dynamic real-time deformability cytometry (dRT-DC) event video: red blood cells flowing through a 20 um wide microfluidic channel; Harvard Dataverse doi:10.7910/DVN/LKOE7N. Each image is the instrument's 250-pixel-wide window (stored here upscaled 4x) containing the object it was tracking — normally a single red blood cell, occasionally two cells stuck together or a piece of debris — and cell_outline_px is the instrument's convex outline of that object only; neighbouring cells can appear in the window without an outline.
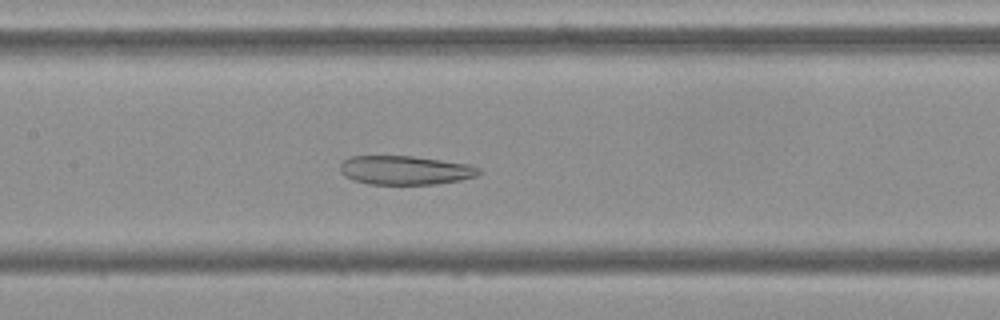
{"species": "Egyptian fruit bat (a non-hibernating species)", "species_latin": "Rousettus aegyptiacus", "temperature_condition": "cold", "stored_images_in_passage": 54, "camera_frame_rate_fps": 3000, "um_per_image_px": 0.085, "frame": {"image": 1, "passage_image": 25, "time_ms": 8.0, "image_size_px": [1000, 320], "cell_outline_px": [[484, 172], [476, 176], [460, 180], [436, 184], [368, 184], [352, 180], [344, 176], [340, 172], [340, 164], [344, 160], [352, 156], [412, 156], [468, 164], [480, 168]], "centroid_in_image_um": [34.44, 14.47], "position_along_channel_um": 173.0, "area_um2": 23.47}}
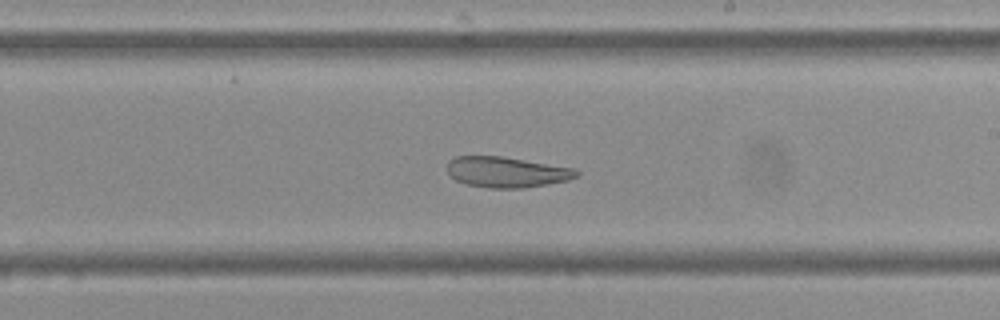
{"frame": {"image": 2, "passage_image": 31, "time_ms": 10.0, "image_size_px": [1000, 320], "cell_outline_px": [[580, 176], [568, 180], [548, 184], [524, 188], [492, 188], [468, 184], [456, 180], [448, 172], [448, 160], [456, 156], [500, 156], [572, 168], [580, 172]], "centroid_in_image_um": [43.07, 14.63], "position_along_channel_um": 245.9, "area_um2": 22.83}}
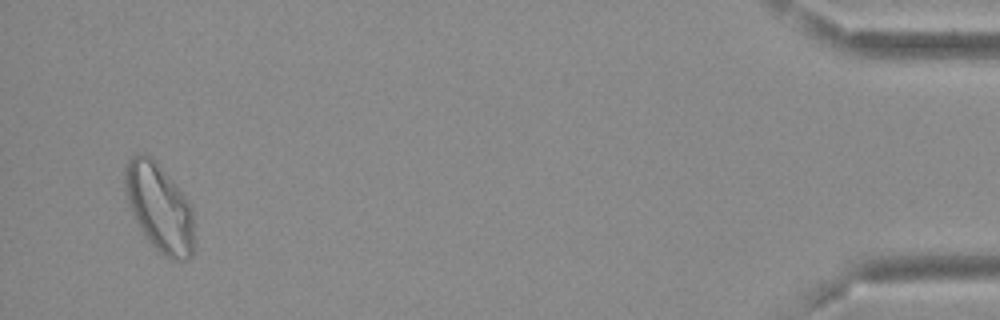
{"frame": {"image": 3, "passage_image": 52, "time_ms": 17.0, "image_size_px": [1000, 320], "cell_outline_px": [[192, 256], [188, 260], [172, 260], [164, 256], [144, 236], [128, 204], [124, 192], [124, 164], [136, 152], [144, 152], [156, 160], [188, 200], [192, 212]], "centroid_in_image_um": [13.49, 17.59], "position_along_channel_um": 421.7, "area_um2": 35.55}, "authors_computed_cell_mechanics": {"area_um2": 29.6514, "velocity_mm_per_s": 3.6678, "shape_relaxation_time_tau1_ms": null, "shape_relaxation_time_tau2_ms": 4.3661, "deformation_change_tau1": null, "deformation_change_tau2": 0.0988}}